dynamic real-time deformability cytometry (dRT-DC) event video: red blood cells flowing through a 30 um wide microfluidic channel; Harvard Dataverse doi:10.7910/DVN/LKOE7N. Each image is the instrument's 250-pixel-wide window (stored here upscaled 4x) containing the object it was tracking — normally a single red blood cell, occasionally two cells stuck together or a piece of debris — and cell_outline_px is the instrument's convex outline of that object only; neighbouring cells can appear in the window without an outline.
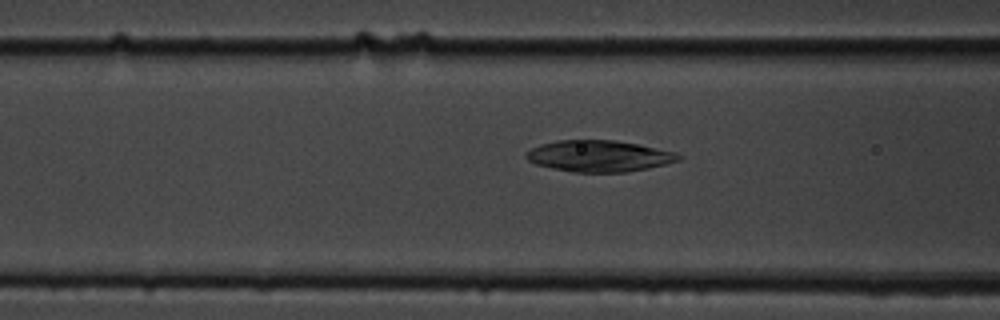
{"species": "common noctule bat (a hibernating species)", "species_latin": "Nyctalus noctula", "temperature_condition": "cold", "stored_images_in_passage": 52, "camera_frame_rate_fps": 3000, "um_per_image_px": 0.085, "animal": {"sex": "male", "body_mass_g": 19.5, "forearm_length_mm": 54.6}, "frame": {"image": 1, "passage_image": 22, "time_ms": 7.0, "image_size_px": [1000, 320], "cell_outline_px": [[684, 156], [680, 160], [648, 168], [624, 172], [572, 172], [552, 168], [536, 164], [528, 160], [524, 156], [532, 148], [540, 144], [556, 140], [612, 140], [640, 144], [676, 152]], "centroid_in_image_um": [50.94, 13.26], "position_along_channel_um": 115.7, "area_um2": 27.86}}
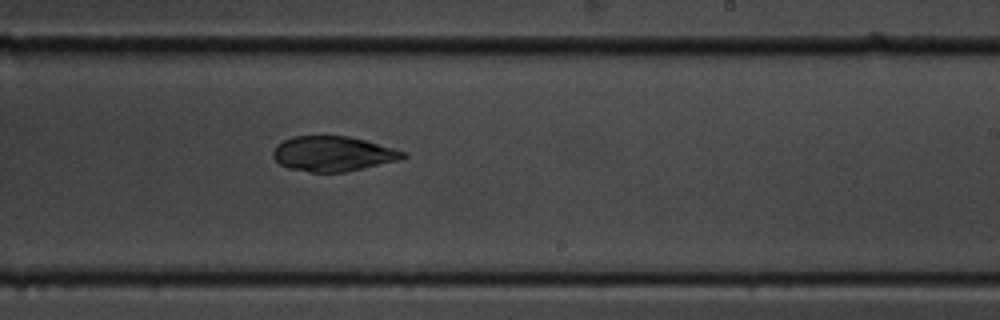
{"frame": {"image": 2, "passage_image": 34, "time_ms": 11.0, "image_size_px": [1000, 320], "cell_outline_px": [[408, 156], [400, 160], [344, 172], [312, 172], [288, 168], [280, 164], [272, 156], [272, 152], [276, 144], [292, 136], [348, 136], [364, 140], [408, 152]], "centroid_in_image_um": [28.3, 13.07], "position_along_channel_um": 260.7, "area_um2": 26.53}}
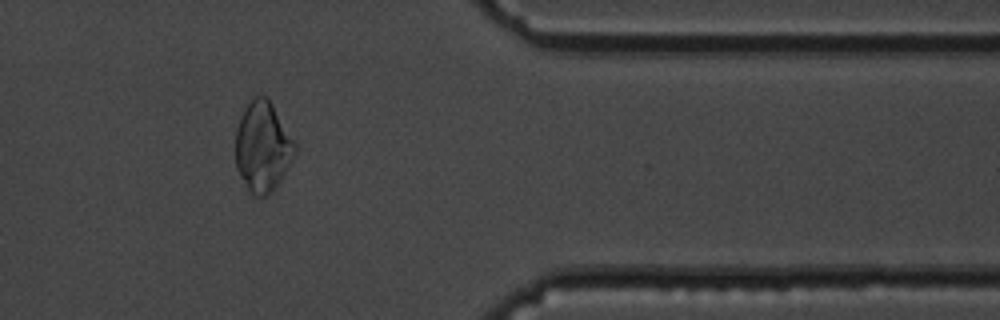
{"frame": {"image": 3, "passage_image": 46, "time_ms": 15.0, "image_size_px": [1000, 320], "cell_outline_px": [[296, 152], [292, 160], [280, 180], [272, 192], [268, 196], [252, 196], [248, 192], [236, 168], [236, 128], [248, 104], [256, 96], [264, 96], [272, 104], [296, 144]], "centroid_in_image_um": [22.32, 12.54], "position_along_channel_um": 389.1, "area_um2": 30.81}}